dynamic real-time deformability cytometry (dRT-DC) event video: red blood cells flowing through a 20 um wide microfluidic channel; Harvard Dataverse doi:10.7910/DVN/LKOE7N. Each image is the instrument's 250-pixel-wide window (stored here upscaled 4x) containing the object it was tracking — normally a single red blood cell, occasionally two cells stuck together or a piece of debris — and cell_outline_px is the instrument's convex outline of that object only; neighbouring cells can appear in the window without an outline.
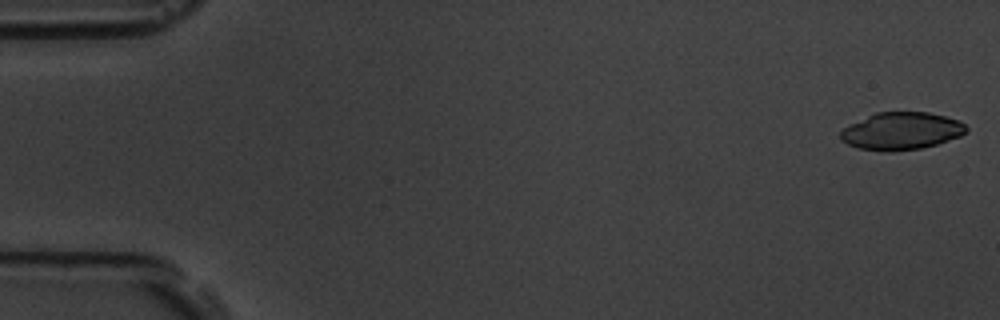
{"species": "common noctule bat (a hibernating species)", "species_latin": "Nyctalus noctula", "temperature_condition": "room temperature", "stored_images_in_passage": 5, "camera_frame_rate_fps": 3000, "um_per_image_px": 0.085, "animal": {"sex": "male", "body_mass_g": 19.5, "forearm_length_mm": 54.6}, "frame": {"image": 1, "passage_image": 1, "time_ms": 0.0, "image_size_px": [1000, 320], "cell_outline_px": [[968, 132], [960, 136], [936, 144], [920, 148], [892, 152], [860, 148], [848, 144], [840, 140], [840, 132], [848, 124], [876, 112], [928, 112], [960, 120], [968, 128]], "centroid_in_image_um": [76.62, 11.13], "position_along_channel_um": 8.4, "area_um2": 27.46}}